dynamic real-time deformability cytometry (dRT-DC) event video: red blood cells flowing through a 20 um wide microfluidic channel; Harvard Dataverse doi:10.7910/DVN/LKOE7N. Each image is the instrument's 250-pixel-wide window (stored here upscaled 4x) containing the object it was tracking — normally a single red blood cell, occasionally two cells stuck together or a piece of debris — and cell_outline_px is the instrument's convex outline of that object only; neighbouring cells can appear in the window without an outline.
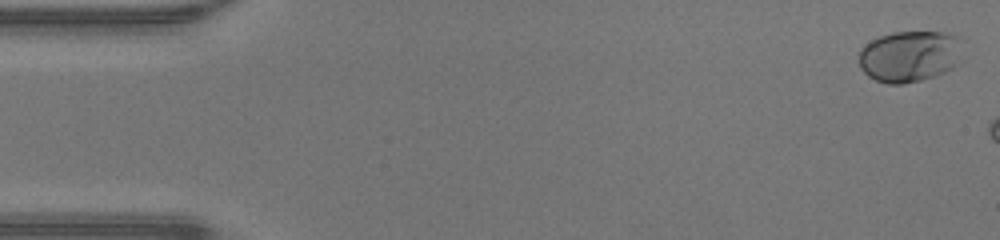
{"species": "human", "species_latin": "Homo sapiens", "temperature_condition": "warm", "stored_images_in_passage": 7, "camera_frame_rate_fps": 3000, "um_per_image_px": 0.085, "donor": {"sex": "male"}, "frame": {"image": 1, "passage_image": 1, "time_ms": 0.0, "image_size_px": [1000, 240], "cell_outline_px": [[960, 36], [956, 64], [952, 68], [936, 76], [904, 84], [888, 84], [876, 80], [868, 76], [860, 68], [860, 48], [864, 44], [880, 36], [892, 32], [944, 32]], "centroid_in_image_um": [77.26, 4.78], "position_along_channel_um": 7.7, "area_um2": 30.81}}